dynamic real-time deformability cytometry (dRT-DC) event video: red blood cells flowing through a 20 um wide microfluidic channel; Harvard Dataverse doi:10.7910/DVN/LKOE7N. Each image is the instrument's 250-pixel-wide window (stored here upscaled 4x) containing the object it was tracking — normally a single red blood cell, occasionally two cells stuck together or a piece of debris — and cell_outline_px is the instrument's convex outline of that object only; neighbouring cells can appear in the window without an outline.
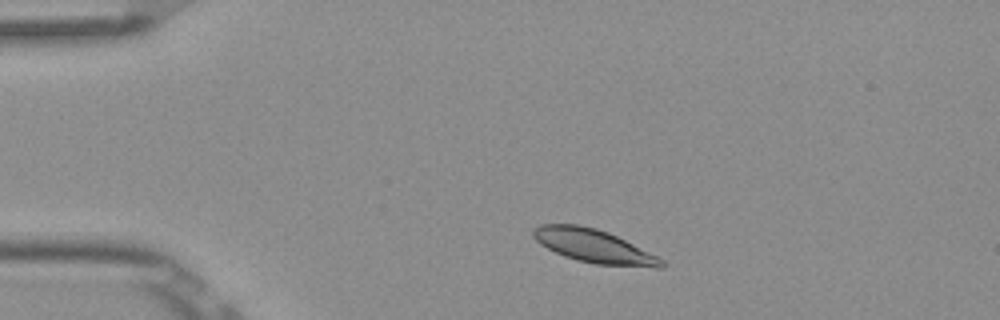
{"species": "Egyptian fruit bat (a non-hibernating species)", "species_latin": "Rousettus aegyptiacus", "temperature_condition": "room temperature", "stored_images_in_passage": 6, "camera_frame_rate_fps": 3000, "um_per_image_px": 0.085, "frame": {"image": 1, "passage_image": 2, "time_ms": 0.333, "image_size_px": [1000, 320], "cell_outline_px": [[668, 264], [664, 268], [656, 268], [596, 264], [576, 260], [564, 256], [540, 244], [532, 236], [532, 228], [540, 224], [576, 224], [596, 228], [608, 232], [664, 260]], "centroid_in_image_um": [50.46, 20.92], "position_along_channel_um": 34.5, "area_um2": 24.91}}
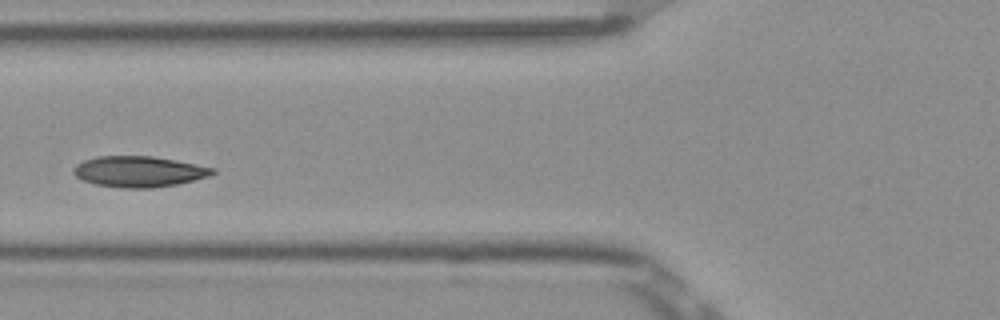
{"frame": {"image": 2, "passage_image": 5, "time_ms": 1.333, "image_size_px": [1000, 320], "cell_outline_px": [[216, 172], [208, 176], [176, 184], [152, 188], [124, 188], [96, 184], [84, 180], [76, 176], [72, 172], [72, 168], [76, 164], [84, 160], [96, 156], [152, 156], [176, 160], [216, 168]], "centroid_in_image_um": [11.79, 14.57], "position_along_channel_um": 114.0, "area_um2": 24.91}}
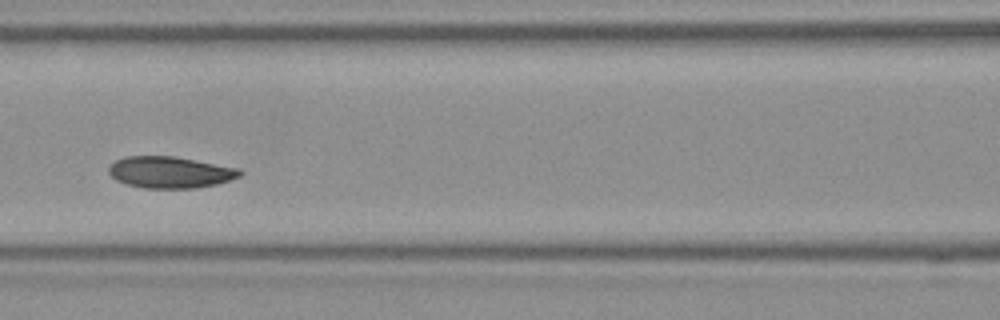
{"frame": {"image": 3, "passage_image": 6, "time_ms": 1.667, "image_size_px": [1000, 320], "cell_outline_px": [[244, 172], [240, 176], [216, 184], [196, 188], [144, 188], [128, 184], [116, 180], [108, 172], [108, 168], [116, 160], [124, 156], [176, 156], [240, 168]], "centroid_in_image_um": [14.48, 14.63], "position_along_channel_um": 152.1, "area_um2": 24.16}}